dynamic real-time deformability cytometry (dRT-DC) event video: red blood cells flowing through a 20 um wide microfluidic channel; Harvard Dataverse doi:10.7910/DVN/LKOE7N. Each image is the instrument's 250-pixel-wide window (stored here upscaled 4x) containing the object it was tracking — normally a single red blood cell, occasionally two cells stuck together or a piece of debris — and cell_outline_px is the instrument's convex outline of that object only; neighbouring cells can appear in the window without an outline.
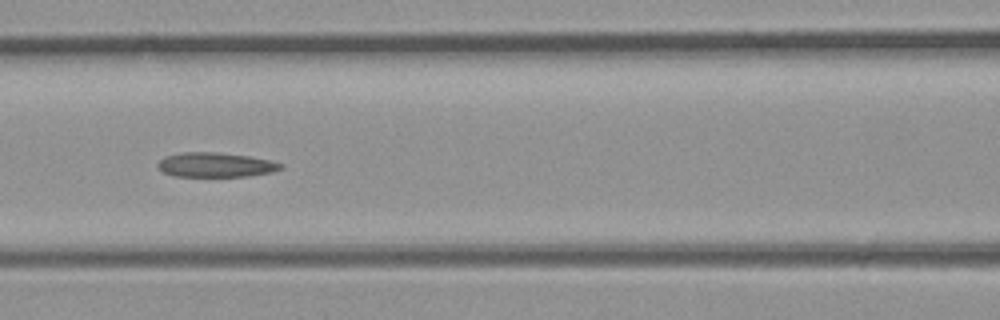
{"species": "common noctule bat (a hibernating species)", "species_latin": "Nyctalus noctula", "temperature_condition": "room temperature", "stored_images_in_passage": 17, "camera_frame_rate_fps": 3000, "um_per_image_px": 0.085, "animal": {"sex": "male", "body_mass_g": 23.1, "forearm_length_mm": 52.7}, "frame": {"image": 1, "passage_image": 15, "time_ms": 4.667, "image_size_px": [1000, 320], "cell_outline_px": [[284, 168], [272, 172], [248, 176], [176, 176], [164, 172], [156, 164], [164, 156], [180, 152], [216, 152], [248, 156], [272, 160], [284, 164]], "centroid_in_image_um": [18.36, 14.0], "position_along_channel_um": 148.2, "area_um2": 17.63}}